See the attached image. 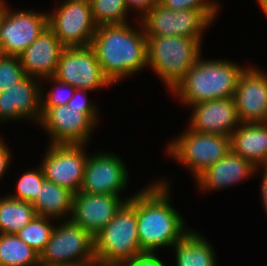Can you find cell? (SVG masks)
Instances as JSON below:
<instances>
[{"mask_svg": "<svg viewBox=\"0 0 267 266\" xmlns=\"http://www.w3.org/2000/svg\"><path fill=\"white\" fill-rule=\"evenodd\" d=\"M0 266H40L39 255L16 234H0Z\"/></svg>", "mask_w": 267, "mask_h": 266, "instance_id": "cell-25", "label": "cell"}, {"mask_svg": "<svg viewBox=\"0 0 267 266\" xmlns=\"http://www.w3.org/2000/svg\"><path fill=\"white\" fill-rule=\"evenodd\" d=\"M119 266H166L165 263L160 260V257L154 253L143 252L142 254L134 256L130 261L122 263Z\"/></svg>", "mask_w": 267, "mask_h": 266, "instance_id": "cell-33", "label": "cell"}, {"mask_svg": "<svg viewBox=\"0 0 267 266\" xmlns=\"http://www.w3.org/2000/svg\"><path fill=\"white\" fill-rule=\"evenodd\" d=\"M48 13L12 11L3 0L0 23V54L19 57L48 27Z\"/></svg>", "mask_w": 267, "mask_h": 266, "instance_id": "cell-10", "label": "cell"}, {"mask_svg": "<svg viewBox=\"0 0 267 266\" xmlns=\"http://www.w3.org/2000/svg\"><path fill=\"white\" fill-rule=\"evenodd\" d=\"M241 123H267V74L246 67L233 96Z\"/></svg>", "mask_w": 267, "mask_h": 266, "instance_id": "cell-15", "label": "cell"}, {"mask_svg": "<svg viewBox=\"0 0 267 266\" xmlns=\"http://www.w3.org/2000/svg\"><path fill=\"white\" fill-rule=\"evenodd\" d=\"M84 146L85 144H50L40 164L45 178L73 193L79 192L89 156Z\"/></svg>", "mask_w": 267, "mask_h": 266, "instance_id": "cell-12", "label": "cell"}, {"mask_svg": "<svg viewBox=\"0 0 267 266\" xmlns=\"http://www.w3.org/2000/svg\"><path fill=\"white\" fill-rule=\"evenodd\" d=\"M190 108L193 109L188 128L199 133L230 137L241 123L233 97L203 101Z\"/></svg>", "mask_w": 267, "mask_h": 266, "instance_id": "cell-18", "label": "cell"}, {"mask_svg": "<svg viewBox=\"0 0 267 266\" xmlns=\"http://www.w3.org/2000/svg\"><path fill=\"white\" fill-rule=\"evenodd\" d=\"M125 199L110 194H88L79 191L73 195L69 219L94 237L130 198Z\"/></svg>", "mask_w": 267, "mask_h": 266, "instance_id": "cell-16", "label": "cell"}, {"mask_svg": "<svg viewBox=\"0 0 267 266\" xmlns=\"http://www.w3.org/2000/svg\"><path fill=\"white\" fill-rule=\"evenodd\" d=\"M9 146L0 138V179H2L3 174L8 169L11 161V152L8 149Z\"/></svg>", "mask_w": 267, "mask_h": 266, "instance_id": "cell-35", "label": "cell"}, {"mask_svg": "<svg viewBox=\"0 0 267 266\" xmlns=\"http://www.w3.org/2000/svg\"><path fill=\"white\" fill-rule=\"evenodd\" d=\"M130 196L114 218L94 236L95 263L119 266L142 254L137 227V193Z\"/></svg>", "mask_w": 267, "mask_h": 266, "instance_id": "cell-4", "label": "cell"}, {"mask_svg": "<svg viewBox=\"0 0 267 266\" xmlns=\"http://www.w3.org/2000/svg\"><path fill=\"white\" fill-rule=\"evenodd\" d=\"M36 216L32 203L5 195L0 198V234H16Z\"/></svg>", "mask_w": 267, "mask_h": 266, "instance_id": "cell-24", "label": "cell"}, {"mask_svg": "<svg viewBox=\"0 0 267 266\" xmlns=\"http://www.w3.org/2000/svg\"><path fill=\"white\" fill-rule=\"evenodd\" d=\"M190 232L173 246L176 254V266H215L216 254L203 235L195 230Z\"/></svg>", "mask_w": 267, "mask_h": 266, "instance_id": "cell-23", "label": "cell"}, {"mask_svg": "<svg viewBox=\"0 0 267 266\" xmlns=\"http://www.w3.org/2000/svg\"><path fill=\"white\" fill-rule=\"evenodd\" d=\"M39 124L51 136L50 144L85 145L96 125L81 109L67 105L41 108Z\"/></svg>", "mask_w": 267, "mask_h": 266, "instance_id": "cell-13", "label": "cell"}, {"mask_svg": "<svg viewBox=\"0 0 267 266\" xmlns=\"http://www.w3.org/2000/svg\"><path fill=\"white\" fill-rule=\"evenodd\" d=\"M245 68L229 60H202L200 56L171 92L188 107L203 101L233 97Z\"/></svg>", "mask_w": 267, "mask_h": 266, "instance_id": "cell-3", "label": "cell"}, {"mask_svg": "<svg viewBox=\"0 0 267 266\" xmlns=\"http://www.w3.org/2000/svg\"><path fill=\"white\" fill-rule=\"evenodd\" d=\"M140 17L146 36L203 37L204 29L211 21L198 10H173L156 4L143 17ZM142 20V21H141Z\"/></svg>", "mask_w": 267, "mask_h": 266, "instance_id": "cell-9", "label": "cell"}, {"mask_svg": "<svg viewBox=\"0 0 267 266\" xmlns=\"http://www.w3.org/2000/svg\"><path fill=\"white\" fill-rule=\"evenodd\" d=\"M166 150L170 157L190 168L196 179L231 150L230 137L199 133L187 127L178 138L169 142Z\"/></svg>", "mask_w": 267, "mask_h": 266, "instance_id": "cell-7", "label": "cell"}, {"mask_svg": "<svg viewBox=\"0 0 267 266\" xmlns=\"http://www.w3.org/2000/svg\"><path fill=\"white\" fill-rule=\"evenodd\" d=\"M73 195L74 193L68 188L45 179L32 205L38 216L50 218L51 220L64 219L66 218L65 215L69 214L71 216Z\"/></svg>", "mask_w": 267, "mask_h": 266, "instance_id": "cell-22", "label": "cell"}, {"mask_svg": "<svg viewBox=\"0 0 267 266\" xmlns=\"http://www.w3.org/2000/svg\"><path fill=\"white\" fill-rule=\"evenodd\" d=\"M44 79L52 81L55 84L56 88L54 86L53 90H49V92L46 95L47 97L45 98V94L43 93L44 88L41 87V98H40L41 108H50L53 106L67 105L68 101L72 98L76 88L72 87L66 82L57 79L54 76L45 77L41 80Z\"/></svg>", "mask_w": 267, "mask_h": 266, "instance_id": "cell-30", "label": "cell"}, {"mask_svg": "<svg viewBox=\"0 0 267 266\" xmlns=\"http://www.w3.org/2000/svg\"><path fill=\"white\" fill-rule=\"evenodd\" d=\"M128 169L116 154L95 153L88 156L84 167L81 192L88 194H110L120 196L126 188Z\"/></svg>", "mask_w": 267, "mask_h": 266, "instance_id": "cell-14", "label": "cell"}, {"mask_svg": "<svg viewBox=\"0 0 267 266\" xmlns=\"http://www.w3.org/2000/svg\"><path fill=\"white\" fill-rule=\"evenodd\" d=\"M141 28L129 23L97 26L91 47L112 84L147 67V38Z\"/></svg>", "mask_w": 267, "mask_h": 266, "instance_id": "cell-2", "label": "cell"}, {"mask_svg": "<svg viewBox=\"0 0 267 266\" xmlns=\"http://www.w3.org/2000/svg\"><path fill=\"white\" fill-rule=\"evenodd\" d=\"M168 187L167 181L157 180L137 193V227L142 252L155 253L161 247H173L190 232L170 204Z\"/></svg>", "mask_w": 267, "mask_h": 266, "instance_id": "cell-1", "label": "cell"}, {"mask_svg": "<svg viewBox=\"0 0 267 266\" xmlns=\"http://www.w3.org/2000/svg\"><path fill=\"white\" fill-rule=\"evenodd\" d=\"M25 76L19 57L0 54V93L21 81Z\"/></svg>", "mask_w": 267, "mask_h": 266, "instance_id": "cell-29", "label": "cell"}, {"mask_svg": "<svg viewBox=\"0 0 267 266\" xmlns=\"http://www.w3.org/2000/svg\"><path fill=\"white\" fill-rule=\"evenodd\" d=\"M147 66L172 91L197 62L202 38L181 36H146Z\"/></svg>", "mask_w": 267, "mask_h": 266, "instance_id": "cell-5", "label": "cell"}, {"mask_svg": "<svg viewBox=\"0 0 267 266\" xmlns=\"http://www.w3.org/2000/svg\"><path fill=\"white\" fill-rule=\"evenodd\" d=\"M159 4L176 11L185 9L201 11L212 23L220 8V3L211 0H159Z\"/></svg>", "mask_w": 267, "mask_h": 266, "instance_id": "cell-31", "label": "cell"}, {"mask_svg": "<svg viewBox=\"0 0 267 266\" xmlns=\"http://www.w3.org/2000/svg\"><path fill=\"white\" fill-rule=\"evenodd\" d=\"M240 125L230 136L231 150L262 169L267 165V123Z\"/></svg>", "mask_w": 267, "mask_h": 266, "instance_id": "cell-21", "label": "cell"}, {"mask_svg": "<svg viewBox=\"0 0 267 266\" xmlns=\"http://www.w3.org/2000/svg\"><path fill=\"white\" fill-rule=\"evenodd\" d=\"M263 177H262V183H261V198L263 202V207L265 211H267V165L263 166ZM267 213V212H266Z\"/></svg>", "mask_w": 267, "mask_h": 266, "instance_id": "cell-36", "label": "cell"}, {"mask_svg": "<svg viewBox=\"0 0 267 266\" xmlns=\"http://www.w3.org/2000/svg\"><path fill=\"white\" fill-rule=\"evenodd\" d=\"M126 8L128 11L135 9V11L140 12L143 17L147 12H149L156 4L159 3V0H125Z\"/></svg>", "mask_w": 267, "mask_h": 266, "instance_id": "cell-34", "label": "cell"}, {"mask_svg": "<svg viewBox=\"0 0 267 266\" xmlns=\"http://www.w3.org/2000/svg\"><path fill=\"white\" fill-rule=\"evenodd\" d=\"M45 179L43 169L39 165V169L37 168L36 170L33 169L23 173L16 185V193H11L8 196L16 200L33 203Z\"/></svg>", "mask_w": 267, "mask_h": 266, "instance_id": "cell-28", "label": "cell"}, {"mask_svg": "<svg viewBox=\"0 0 267 266\" xmlns=\"http://www.w3.org/2000/svg\"><path fill=\"white\" fill-rule=\"evenodd\" d=\"M87 91L88 90L75 89L72 98L67 103V106L75 109H81L82 113H85L95 124H98L97 107L95 104L86 99L85 94ZM82 93H84L85 96Z\"/></svg>", "mask_w": 267, "mask_h": 266, "instance_id": "cell-32", "label": "cell"}, {"mask_svg": "<svg viewBox=\"0 0 267 266\" xmlns=\"http://www.w3.org/2000/svg\"><path fill=\"white\" fill-rule=\"evenodd\" d=\"M47 14L48 28L65 47L91 46L97 30L89 0H64Z\"/></svg>", "mask_w": 267, "mask_h": 266, "instance_id": "cell-8", "label": "cell"}, {"mask_svg": "<svg viewBox=\"0 0 267 266\" xmlns=\"http://www.w3.org/2000/svg\"><path fill=\"white\" fill-rule=\"evenodd\" d=\"M252 162L230 150L221 160L208 167L195 180L197 186L204 191L226 189L231 185L246 180L258 171Z\"/></svg>", "mask_w": 267, "mask_h": 266, "instance_id": "cell-20", "label": "cell"}, {"mask_svg": "<svg viewBox=\"0 0 267 266\" xmlns=\"http://www.w3.org/2000/svg\"><path fill=\"white\" fill-rule=\"evenodd\" d=\"M84 266H98L96 263H92V264H88V265H84Z\"/></svg>", "mask_w": 267, "mask_h": 266, "instance_id": "cell-39", "label": "cell"}, {"mask_svg": "<svg viewBox=\"0 0 267 266\" xmlns=\"http://www.w3.org/2000/svg\"><path fill=\"white\" fill-rule=\"evenodd\" d=\"M97 26L128 23L125 0H89Z\"/></svg>", "mask_w": 267, "mask_h": 266, "instance_id": "cell-27", "label": "cell"}, {"mask_svg": "<svg viewBox=\"0 0 267 266\" xmlns=\"http://www.w3.org/2000/svg\"><path fill=\"white\" fill-rule=\"evenodd\" d=\"M49 221L50 218L36 215L28 225L16 233V236L39 256L45 249L55 228Z\"/></svg>", "mask_w": 267, "mask_h": 266, "instance_id": "cell-26", "label": "cell"}, {"mask_svg": "<svg viewBox=\"0 0 267 266\" xmlns=\"http://www.w3.org/2000/svg\"><path fill=\"white\" fill-rule=\"evenodd\" d=\"M40 80L26 75L21 81L0 93V123L22 118L34 119L35 123L40 121L42 85Z\"/></svg>", "mask_w": 267, "mask_h": 266, "instance_id": "cell-17", "label": "cell"}, {"mask_svg": "<svg viewBox=\"0 0 267 266\" xmlns=\"http://www.w3.org/2000/svg\"><path fill=\"white\" fill-rule=\"evenodd\" d=\"M53 76L76 89L88 91L113 85L91 46L65 47Z\"/></svg>", "mask_w": 267, "mask_h": 266, "instance_id": "cell-11", "label": "cell"}, {"mask_svg": "<svg viewBox=\"0 0 267 266\" xmlns=\"http://www.w3.org/2000/svg\"><path fill=\"white\" fill-rule=\"evenodd\" d=\"M55 226L39 256L40 266H84L95 263L94 237L69 218Z\"/></svg>", "mask_w": 267, "mask_h": 266, "instance_id": "cell-6", "label": "cell"}, {"mask_svg": "<svg viewBox=\"0 0 267 266\" xmlns=\"http://www.w3.org/2000/svg\"><path fill=\"white\" fill-rule=\"evenodd\" d=\"M260 8L267 16V0H257Z\"/></svg>", "mask_w": 267, "mask_h": 266, "instance_id": "cell-37", "label": "cell"}, {"mask_svg": "<svg viewBox=\"0 0 267 266\" xmlns=\"http://www.w3.org/2000/svg\"><path fill=\"white\" fill-rule=\"evenodd\" d=\"M64 48L47 27L19 56L25 74L38 79L53 76Z\"/></svg>", "mask_w": 267, "mask_h": 266, "instance_id": "cell-19", "label": "cell"}, {"mask_svg": "<svg viewBox=\"0 0 267 266\" xmlns=\"http://www.w3.org/2000/svg\"><path fill=\"white\" fill-rule=\"evenodd\" d=\"M3 16V0H0V23Z\"/></svg>", "mask_w": 267, "mask_h": 266, "instance_id": "cell-38", "label": "cell"}]
</instances>
